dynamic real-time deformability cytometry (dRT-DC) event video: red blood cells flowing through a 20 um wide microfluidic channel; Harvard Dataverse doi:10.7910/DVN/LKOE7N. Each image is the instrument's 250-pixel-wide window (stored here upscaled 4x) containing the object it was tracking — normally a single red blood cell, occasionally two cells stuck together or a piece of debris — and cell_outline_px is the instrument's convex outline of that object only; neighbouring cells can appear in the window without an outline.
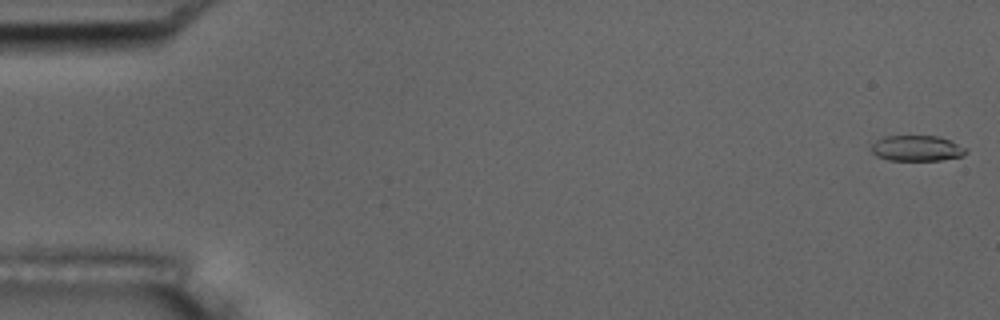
{"species": "common noctule bat (a hibernating species)", "species_latin": "Nyctalus noctula", "temperature_condition": "room temperature", "stored_images_in_passage": 48, "camera_frame_rate_fps": 3000, "um_per_image_px": 0.085, "animal": {"sex": "male", "body_mass_g": 17.5, "forearm_length_mm": 52.3}, "frame": {"image": 1, "passage_image": 1, "time_ms": 0.0, "image_size_px": [1000, 320], "cell_outline_px": [[968, 152], [964, 156], [940, 160], [888, 160], [876, 156], [872, 152], [872, 144], [876, 140], [884, 136], [936, 136], [948, 140], [968, 148]], "centroid_in_image_um": [77.94, 12.61], "position_along_channel_um": 7.1, "area_um2": 14.16}, "authors_computed_cell_mechanics": {"area_um2": 15.2303, "velocity_mm_per_s": 3.7506, "shape_relaxation_time_tau1_ms": 9.8467, "shape_relaxation_time_tau2_ms": 2.7131, "deformation_change_tau1": 0.2168, "deformation_change_tau2": 0.0962}}